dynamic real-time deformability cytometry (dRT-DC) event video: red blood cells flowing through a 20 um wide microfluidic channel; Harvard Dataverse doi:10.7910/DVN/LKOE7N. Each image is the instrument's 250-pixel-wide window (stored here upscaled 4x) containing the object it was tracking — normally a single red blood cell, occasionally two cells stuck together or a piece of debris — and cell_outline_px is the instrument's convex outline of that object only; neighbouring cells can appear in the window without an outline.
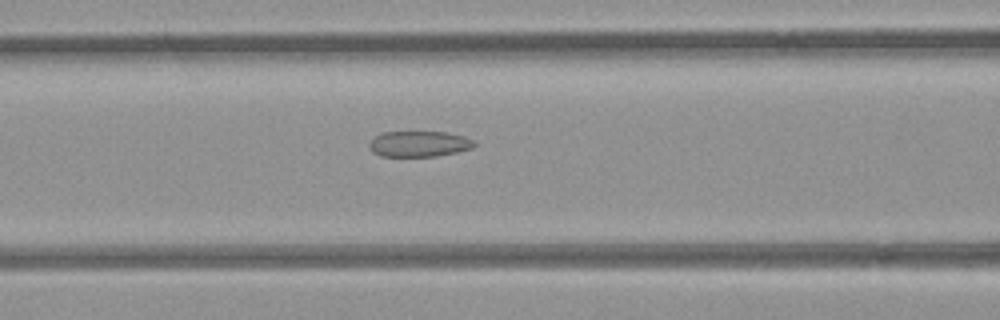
{"species": "common noctule bat (a hibernating species)", "species_latin": "Nyctalus noctula", "temperature_condition": "room temperature", "stored_images_in_passage": 37, "camera_frame_rate_fps": 3000, "um_per_image_px": 0.085, "animal": {"sex": "female", "body_mass_g": 21.9}, "frame": {"image": 1, "passage_image": 6, "time_ms": 1.667, "image_size_px": [1000, 320], "cell_outline_px": [[476, 144], [472, 148], [456, 152], [436, 156], [380, 156], [372, 152], [368, 144], [380, 132], [444, 132], [464, 136], [476, 140]], "centroid_in_image_um": [35.63, 12.23], "position_along_channel_um": 131.0, "area_um2": 15.78}}
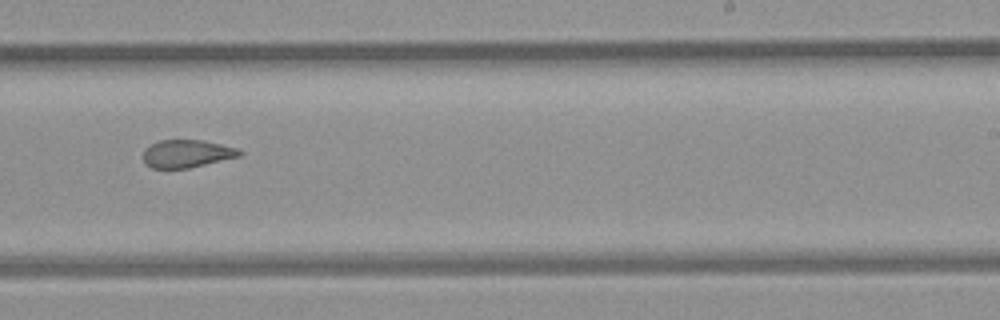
{"frame": {"image": 2, "passage_image": 17, "time_ms": 5.333, "image_size_px": [1000, 320], "cell_outline_px": [[244, 152], [240, 156], [188, 168], [152, 168], [144, 164], [144, 148], [160, 140], [204, 140], [236, 148]], "centroid_in_image_um": [15.87, 13.06], "position_along_channel_um": 273.1, "area_um2": 15.49}}
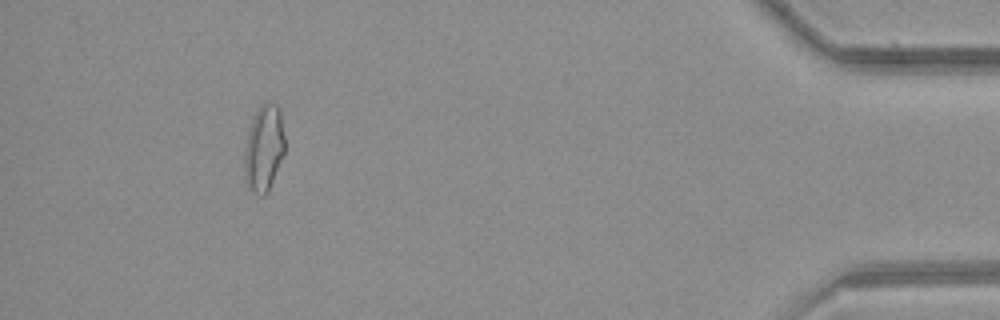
{"frame": {"image": 3, "passage_image": 33, "time_ms": 10.667, "image_size_px": [1000, 320], "cell_outline_px": [[284, 152], [268, 192], [264, 196], [256, 196], [248, 188], [244, 176], [244, 152], [248, 132], [252, 116], [260, 104], [276, 104], [280, 108], [284, 136]], "centroid_in_image_um": [22.41, 12.63], "position_along_channel_um": 412.8, "area_um2": 20.52}, "authors_computed_cell_mechanics": {"area_um2": 16.9932, "velocity_mm_per_s": 3.8775, "shape_relaxation_time_tau1_ms": null, "shape_relaxation_time_tau2_ms": 2.0712, "deformation_change_tau1": null, "deformation_change_tau2": 0.0883}}